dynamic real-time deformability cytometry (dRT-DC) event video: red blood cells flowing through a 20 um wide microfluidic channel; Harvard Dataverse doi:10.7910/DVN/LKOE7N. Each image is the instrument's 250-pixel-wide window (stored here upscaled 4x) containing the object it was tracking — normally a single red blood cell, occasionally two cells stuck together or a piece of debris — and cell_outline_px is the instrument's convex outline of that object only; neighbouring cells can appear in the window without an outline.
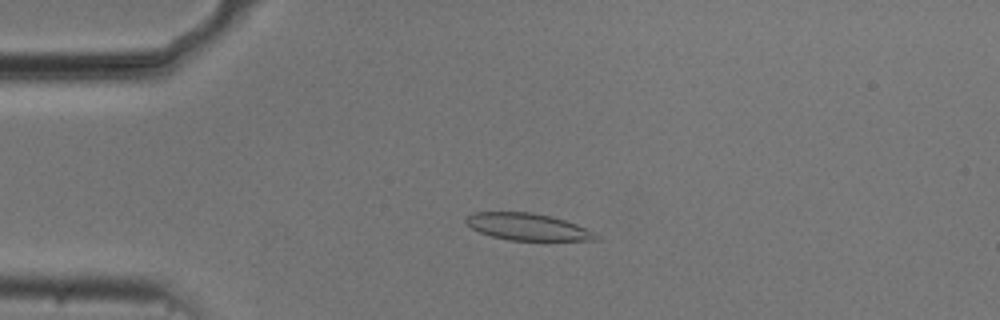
{"species": "common noctule bat (a hibernating species)", "species_latin": "Nyctalus noctula", "temperature_condition": "cold", "stored_images_in_passage": 52, "camera_frame_rate_fps": 3000, "um_per_image_px": 0.085, "animal": {"sex": "male", "body_mass_g": 20.5, "forearm_length_mm": 52.5}, "frame": {"image": 1, "passage_image": 11, "time_ms": 3.333, "image_size_px": [1000, 320], "cell_outline_px": [[600, 240], [508, 240], [492, 236], [480, 232], [472, 228], [464, 220], [472, 212], [532, 212], [552, 216], [576, 224], [596, 232], [600, 236]], "centroid_in_image_um": [44.89, 19.28], "position_along_channel_um": 40.1, "area_um2": 20.4}}
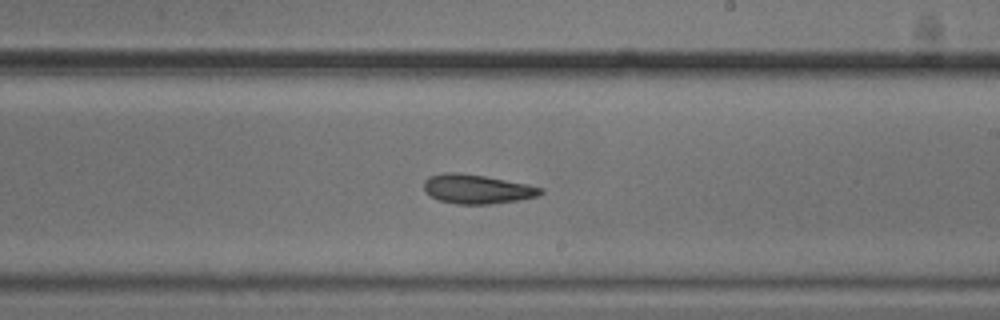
{"frame": {"image": 2, "passage_image": 30, "time_ms": 9.667, "image_size_px": [1000, 320], "cell_outline_px": [[544, 192], [540, 196], [520, 200], [492, 204], [456, 204], [440, 200], [432, 196], [424, 188], [424, 180], [428, 176], [444, 172], [460, 172], [484, 176], [528, 184], [544, 188]], "centroid_in_image_um": [40.59, 16.06], "position_along_channel_um": 248.4, "area_um2": 20.0}}
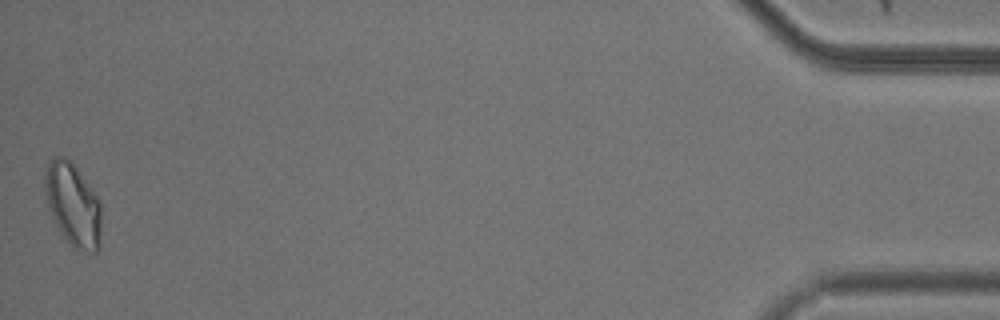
{"frame": {"image": 3, "passage_image": 52, "time_ms": 17.0, "image_size_px": [1000, 320], "cell_outline_px": [[100, 248], [96, 252], [76, 252], [72, 248], [60, 232], [48, 208], [44, 188], [44, 176], [48, 164], [52, 156], [64, 156], [72, 160], [100, 200]], "centroid_in_image_um": [6.2, 17.4], "position_along_channel_um": 429.0, "area_um2": 27.86}, "authors_computed_cell_mechanics": {"area_um2": 20.6924, "velocity_mm_per_s": 3.7222, "shape_relaxation_time_tau1_ms": 10.0574, "shape_relaxation_time_tau2_ms": 2.2922, "deformation_change_tau1": 0.1942, "deformation_change_tau2": 0.0928}}